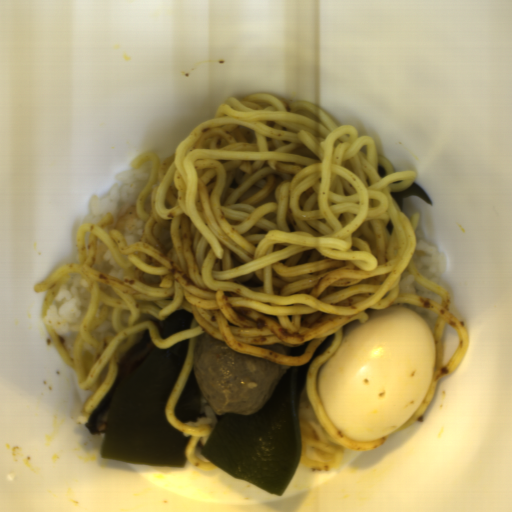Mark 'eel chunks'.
Wrapping results in <instances>:
<instances>
[{
	"mask_svg": "<svg viewBox=\"0 0 512 512\" xmlns=\"http://www.w3.org/2000/svg\"><path fill=\"white\" fill-rule=\"evenodd\" d=\"M156 347L149 336V330H146L139 343L121 357L118 363V374L110 392L100 401L87 423H84L91 434H104L115 391L155 351Z\"/></svg>",
	"mask_w": 512,
	"mask_h": 512,
	"instance_id": "1",
	"label": "eel chunks"
}]
</instances>
